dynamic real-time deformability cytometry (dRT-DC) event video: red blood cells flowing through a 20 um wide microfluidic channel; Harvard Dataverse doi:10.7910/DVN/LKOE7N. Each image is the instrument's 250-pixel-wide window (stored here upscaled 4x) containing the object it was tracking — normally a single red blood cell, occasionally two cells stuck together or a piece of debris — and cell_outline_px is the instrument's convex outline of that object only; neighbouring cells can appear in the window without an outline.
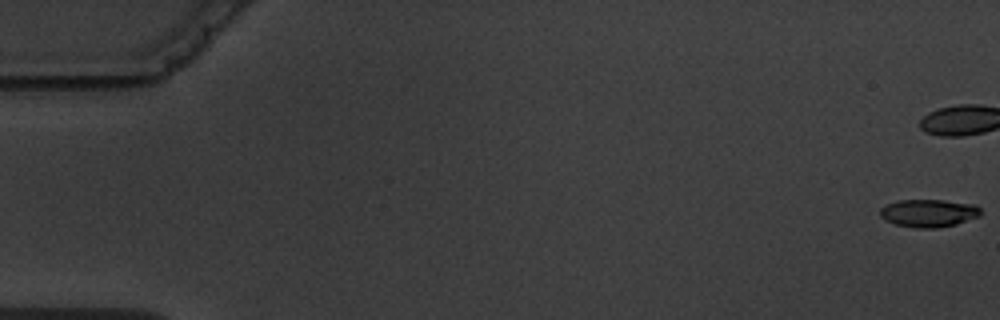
{"species": "common noctule bat (a hibernating species)", "species_latin": "Nyctalus noctula", "temperature_condition": "warm", "stored_images_in_passage": 6, "camera_frame_rate_fps": 3000, "um_per_image_px": 0.085, "animal": {"sex": "male", "body_mass_g": 19.5, "forearm_length_mm": 54.6}, "frame": {"image": 1, "passage_image": 1, "time_ms": 0.0, "image_size_px": [1000, 320], "cell_outline_px": [[980, 216], [956, 224], [936, 228], [916, 228], [896, 224], [884, 220], [880, 216], [880, 208], [888, 204], [900, 200], [944, 200], [976, 204], [980, 208]], "centroid_in_image_um": [78.95, 18.11], "position_along_channel_um": 6.1, "area_um2": 16.3}}